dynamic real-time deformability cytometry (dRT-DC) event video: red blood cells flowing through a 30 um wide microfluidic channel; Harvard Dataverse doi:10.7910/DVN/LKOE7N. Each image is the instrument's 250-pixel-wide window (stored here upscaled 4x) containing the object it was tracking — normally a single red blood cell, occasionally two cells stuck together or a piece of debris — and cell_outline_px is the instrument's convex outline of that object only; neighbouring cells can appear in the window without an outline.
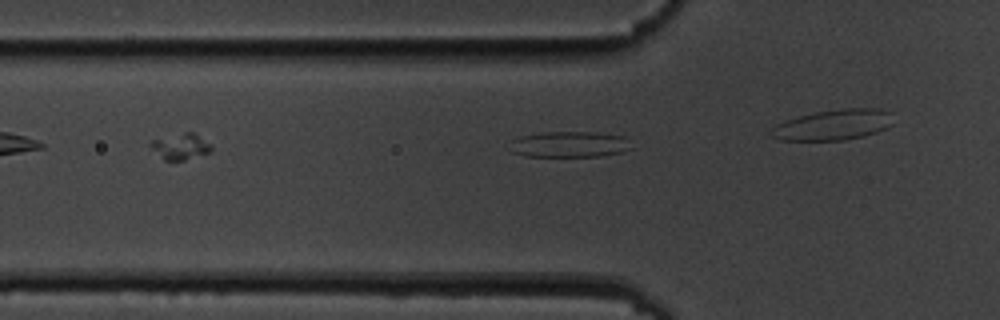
{"species": "common noctule bat (a hibernating species)", "species_latin": "Nyctalus noctula", "temperature_condition": "cold", "stored_images_in_passage": 6, "camera_frame_rate_fps": 3000, "um_per_image_px": 0.085, "animal": {"sex": "male", "body_mass_g": 19.5, "forearm_length_mm": 54.6}, "frame": {"image": 1, "passage_image": 4, "time_ms": 3.667, "image_size_px": [1000, 320], "cell_outline_px": [[632, 148], [624, 152], [600, 156], [524, 156], [512, 152], [512, 140], [520, 136], [540, 132], [600, 132], [624, 136]], "centroid_in_image_um": [48.43, 12.26], "position_along_channel_um": 77.4, "area_um2": 18.38}}
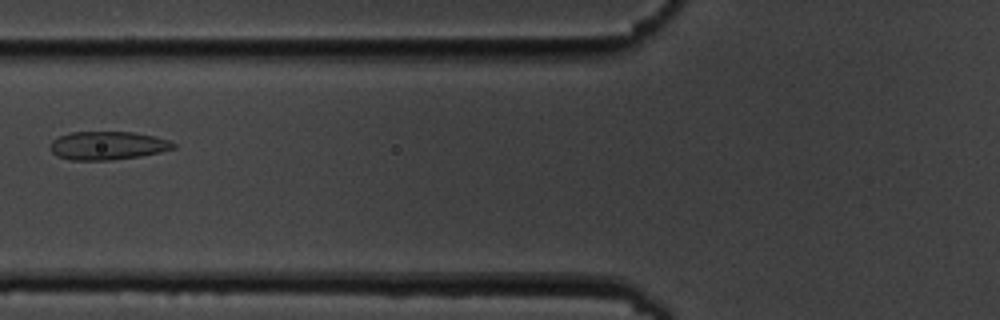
{"frame": {"image": 2, "passage_image": 6, "time_ms": 5.667, "image_size_px": [1000, 320], "cell_outline_px": [[176, 148], [160, 152], [140, 156], [112, 160], [72, 160], [56, 156], [52, 152], [52, 140], [60, 136], [72, 132], [132, 132], [156, 136], [168, 140], [176, 144]], "centroid_in_image_um": [9.18, 12.37], "position_along_channel_um": 116.6, "area_um2": 20.29}}